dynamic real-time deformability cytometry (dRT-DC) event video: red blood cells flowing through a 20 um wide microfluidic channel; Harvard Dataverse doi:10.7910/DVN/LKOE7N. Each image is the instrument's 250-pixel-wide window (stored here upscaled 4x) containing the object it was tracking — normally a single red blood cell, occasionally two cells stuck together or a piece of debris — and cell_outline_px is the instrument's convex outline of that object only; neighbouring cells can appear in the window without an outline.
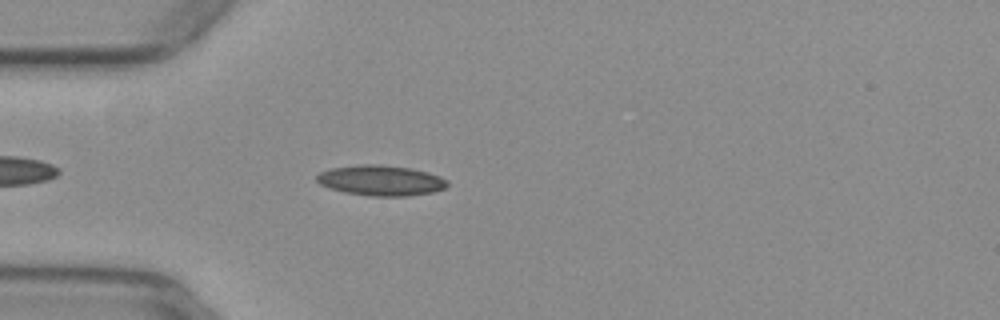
{"species": "common noctule bat (a hibernating species)", "species_latin": "Nyctalus noctula", "temperature_condition": "warm", "stored_images_in_passage": 37, "camera_frame_rate_fps": 3000, "um_per_image_px": 0.085, "animal": {"sex": "female", "body_mass_g": 29.2, "forearm_length_mm": 56.3}, "frame": {"image": 1, "passage_image": 2, "time_ms": 0.333, "image_size_px": [1000, 320], "cell_outline_px": [[448, 184], [444, 188], [432, 192], [408, 196], [368, 196], [344, 192], [328, 188], [320, 184], [316, 180], [316, 176], [320, 172], [332, 168], [360, 164], [380, 164], [412, 168], [428, 172], [440, 176], [448, 180]], "centroid_in_image_um": [32.37, 15.33], "position_along_channel_um": 52.6, "area_um2": 23.29}}
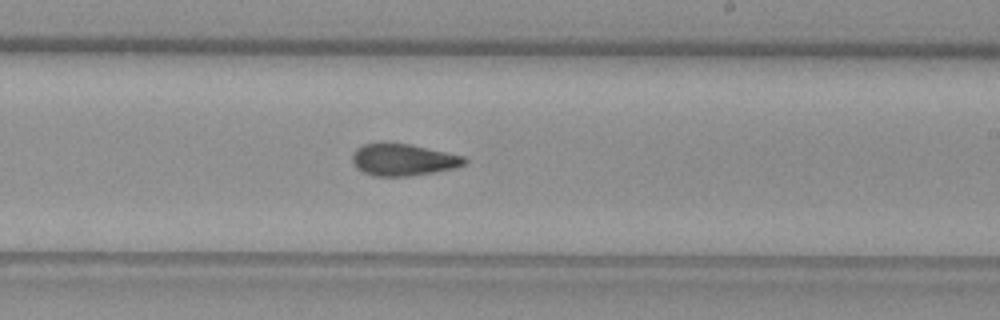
{"frame": {"image": 2, "passage_image": 18, "time_ms": 5.667, "image_size_px": [1000, 320], "cell_outline_px": [[468, 160], [464, 164], [456, 168], [408, 176], [372, 176], [356, 168], [352, 164], [352, 152], [356, 148], [364, 144], [384, 140], [408, 144], [464, 156]], "centroid_in_image_um": [34.2, 13.55], "position_along_channel_um": 254.8, "area_um2": 21.21}}
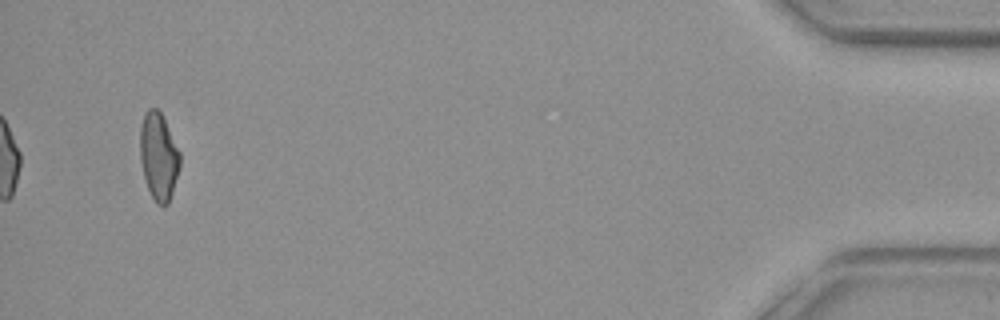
{"frame": {"image": 3, "passage_image": 37, "time_ms": 12.0, "image_size_px": [1000, 320], "cell_outline_px": [[180, 164], [172, 192], [168, 204], [164, 208], [156, 204], [144, 180], [140, 160], [140, 128], [144, 112], [148, 108], [156, 108], [160, 112], [180, 152]], "centroid_in_image_um": [13.46, 13.32], "position_along_channel_um": 421.7, "area_um2": 20.29}, "authors_computed_cell_mechanics": {"area_um2": 21.097, "velocity_mm_per_s": 3.9659, "shape_relaxation_time_tau1_ms": null, "shape_relaxation_time_tau2_ms": 2.5918, "deformation_change_tau1": null, "deformation_change_tau2": 0.075}}